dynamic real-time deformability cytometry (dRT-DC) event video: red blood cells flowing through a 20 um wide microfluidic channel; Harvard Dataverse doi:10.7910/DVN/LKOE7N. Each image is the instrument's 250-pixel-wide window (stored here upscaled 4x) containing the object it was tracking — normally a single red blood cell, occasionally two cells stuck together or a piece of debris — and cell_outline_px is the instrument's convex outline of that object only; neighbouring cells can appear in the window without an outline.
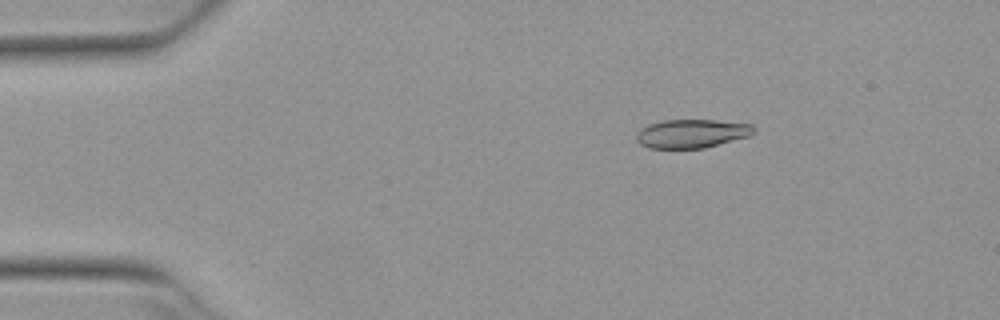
{"species": "Egyptian fruit bat (a non-hibernating species)", "species_latin": "Rousettus aegyptiacus", "temperature_condition": "warm", "stored_images_in_passage": 4, "camera_frame_rate_fps": 3000, "um_per_image_px": 0.085, "animal": {"sex": "female"}, "frame": {"image": 1, "passage_image": 2, "time_ms": 0.333, "image_size_px": [1000, 320], "cell_outline_px": [[756, 132], [752, 136], [704, 148], [648, 148], [640, 144], [636, 140], [636, 136], [640, 128], [648, 124], [664, 120], [716, 120], [752, 124], [756, 128]], "centroid_in_image_um": [58.84, 11.35], "position_along_channel_um": 26.2, "area_um2": 19.88}}
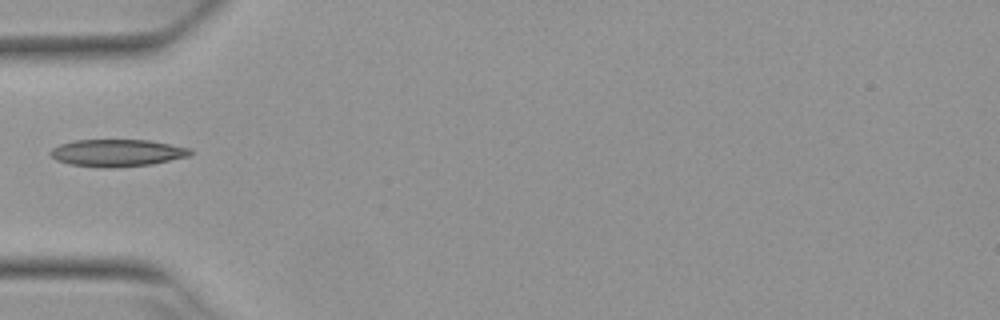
{"frame": {"image": 2, "passage_image": 4, "time_ms": 1.0, "image_size_px": [1000, 320], "cell_outline_px": [[192, 152], [188, 156], [152, 164], [112, 168], [108, 168], [68, 164], [56, 160], [48, 152], [52, 148], [60, 144], [76, 140], [148, 140], [188, 148]], "centroid_in_image_um": [9.9, 13.0], "position_along_channel_um": 75.1, "area_um2": 21.96}}